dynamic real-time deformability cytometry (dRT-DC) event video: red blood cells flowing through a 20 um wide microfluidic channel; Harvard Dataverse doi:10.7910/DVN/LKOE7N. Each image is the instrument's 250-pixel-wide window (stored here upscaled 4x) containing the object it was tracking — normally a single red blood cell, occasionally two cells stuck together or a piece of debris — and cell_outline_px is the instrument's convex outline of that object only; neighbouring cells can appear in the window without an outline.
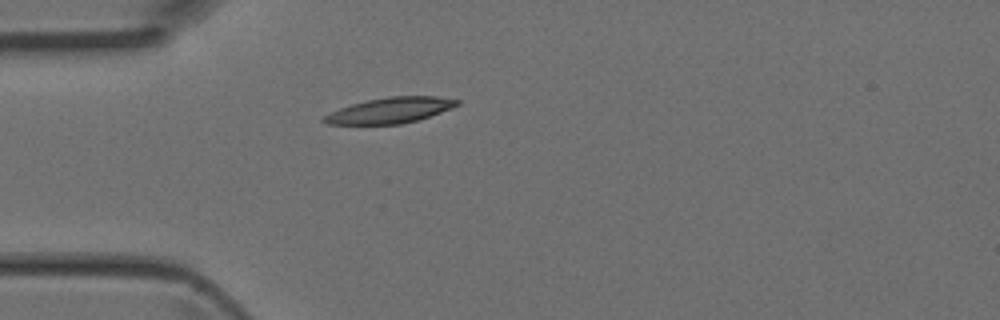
{"species": "Egyptian fruit bat (a non-hibernating species)", "species_latin": "Rousettus aegyptiacus", "temperature_condition": "room temperature", "stored_images_in_passage": 33, "camera_frame_rate_fps": 3000, "um_per_image_px": 0.085, "animal": {"sex": "female"}, "frame": {"image": 1, "passage_image": 1, "time_ms": 0.0, "image_size_px": [1000, 320], "cell_outline_px": [[460, 104], [452, 108], [420, 120], [400, 124], [324, 124], [320, 120], [324, 116], [340, 108], [352, 104], [368, 100], [392, 96], [436, 96], [460, 100]], "centroid_in_image_um": [33.19, 9.38], "position_along_channel_um": 51.8, "area_um2": 19.88}}
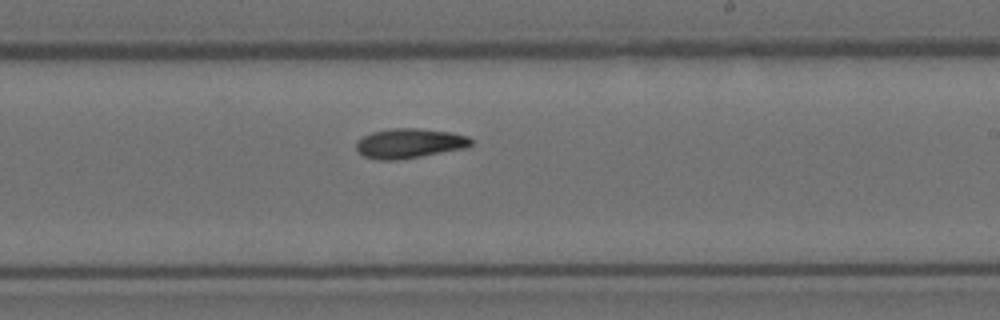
{"frame": {"image": 2, "passage_image": 15, "time_ms": 4.667, "image_size_px": [1000, 320], "cell_outline_px": [[472, 144], [468, 148], [400, 160], [380, 160], [364, 156], [356, 148], [356, 144], [364, 136], [372, 132], [392, 128], [416, 128], [452, 132], [468, 136], [472, 140]], "centroid_in_image_um": [34.86, 12.19], "position_along_channel_um": 254.1, "area_um2": 19.94}}
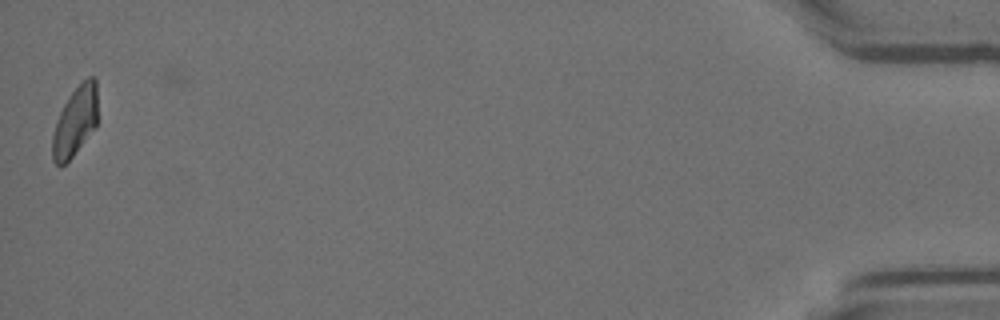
{"frame": {"image": 3, "passage_image": 33, "time_ms": 10.667, "image_size_px": [1000, 320], "cell_outline_px": [[96, 128], [72, 156], [64, 164], [56, 164], [52, 160], [52, 136], [56, 120], [68, 96], [88, 76], [92, 76], [96, 80]], "centroid_in_image_um": [6.37, 10.32], "position_along_channel_um": 428.8, "area_um2": 18.09}}